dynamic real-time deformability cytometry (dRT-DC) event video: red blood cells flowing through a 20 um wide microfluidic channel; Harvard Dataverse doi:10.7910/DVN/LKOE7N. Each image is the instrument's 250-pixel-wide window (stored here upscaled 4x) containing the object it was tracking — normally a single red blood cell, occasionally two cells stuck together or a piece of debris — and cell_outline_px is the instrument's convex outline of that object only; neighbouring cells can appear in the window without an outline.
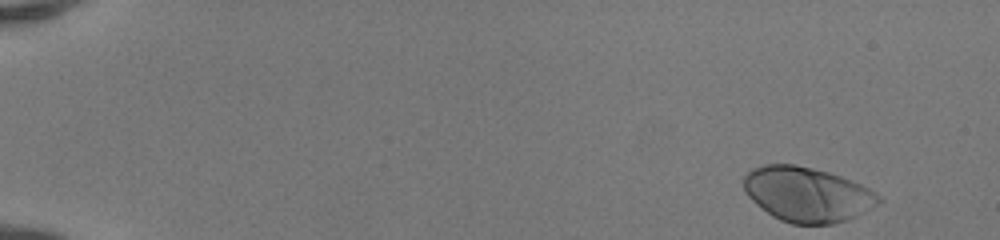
{"species": "human", "species_latin": "Homo sapiens", "temperature_condition": "room temperature", "stored_images_in_passage": 47, "camera_frame_rate_fps": 3000, "um_per_image_px": 0.085, "donor": {"sex": "female"}, "frame": {"image": 1, "passage_image": 1, "time_ms": 0.0, "image_size_px": [1000, 240], "cell_outline_px": [[884, 200], [872, 208], [848, 220], [832, 224], [792, 224], [780, 220], [772, 216], [756, 204], [748, 196], [744, 188], [744, 176], [752, 168], [764, 164], [796, 164], [828, 172], [840, 176], [860, 184], [876, 192]], "centroid_in_image_um": [68.62, 16.52], "position_along_channel_um": 16.4, "area_um2": 43.18}}
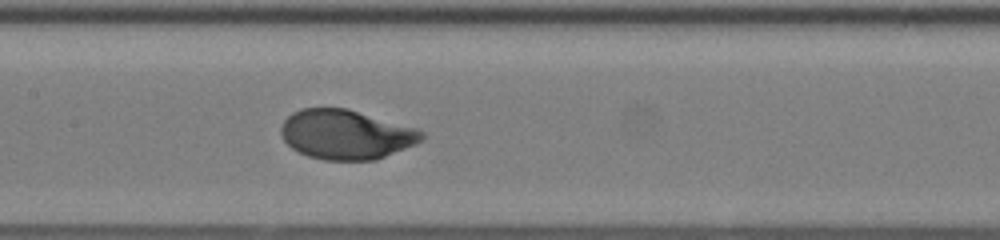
{"frame": {"image": 2, "passage_image": 24, "time_ms": 7.667, "image_size_px": [1000, 240], "cell_outline_px": [[424, 140], [416, 144], [376, 160], [324, 160], [308, 156], [292, 148], [284, 140], [280, 132], [280, 128], [284, 120], [292, 112], [300, 108], [348, 108], [420, 128], [424, 132]], "centroid_in_image_um": [29.45, 11.42], "position_along_channel_um": 177.9, "area_um2": 41.1}}
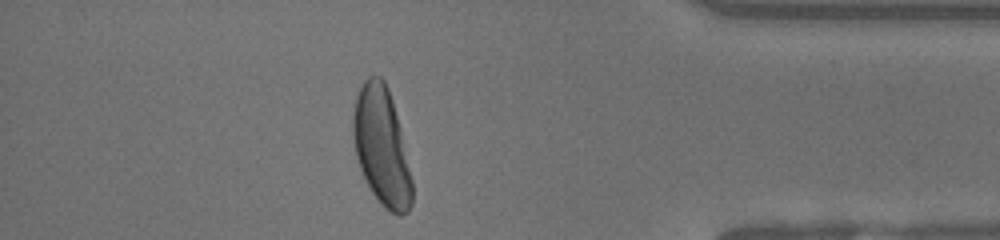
{"frame": {"image": 3, "passage_image": 42, "time_ms": 13.667, "image_size_px": [1000, 240], "cell_outline_px": [[412, 204], [408, 212], [400, 216], [384, 208], [380, 204], [372, 192], [360, 168], [356, 156], [352, 136], [352, 116], [356, 96], [364, 80], [368, 76], [380, 76], [384, 80], [388, 88], [392, 100], [400, 128], [412, 180]], "centroid_in_image_um": [32.42, 12.46], "position_along_channel_um": 402.8, "area_um2": 40.46}, "authors_computed_cell_mechanics": {"area_um2": 41.038, "velocity_mm_per_s": 4.156, "shape_relaxation_time_tau1_ms": 2.5524, "shape_relaxation_time_tau2_ms": null, "deformation_change_tau1": 0.1829, "deformation_change_tau2": null}}